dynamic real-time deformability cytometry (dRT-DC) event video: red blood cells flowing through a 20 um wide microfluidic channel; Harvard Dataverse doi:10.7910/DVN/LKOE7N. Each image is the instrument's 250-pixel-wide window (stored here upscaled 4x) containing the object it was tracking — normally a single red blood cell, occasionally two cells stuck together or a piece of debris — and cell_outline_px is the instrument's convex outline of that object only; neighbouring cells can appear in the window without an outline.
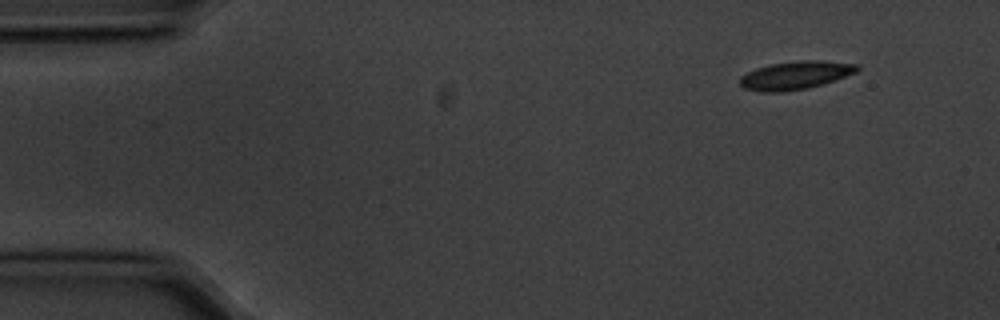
{"species": "common noctule bat (a hibernating species)", "species_latin": "Nyctalus noctula", "temperature_condition": "cold", "stored_images_in_passage": 3, "camera_frame_rate_fps": 3000, "um_per_image_px": 0.085, "animal": {"sex": "male", "body_mass_g": 20.1, "forearm_length_mm": 53.5}, "frame": {"image": 1, "passage_image": 3, "time_ms": 0.667, "image_size_px": [1000, 320], "cell_outline_px": [[860, 68], [856, 72], [808, 88], [784, 92], [760, 92], [744, 88], [740, 84], [740, 76], [756, 68], [768, 64], [800, 60], [820, 60], [860, 64]], "centroid_in_image_um": [67.58, 6.39], "position_along_channel_um": 17.4, "area_um2": 19.25}}